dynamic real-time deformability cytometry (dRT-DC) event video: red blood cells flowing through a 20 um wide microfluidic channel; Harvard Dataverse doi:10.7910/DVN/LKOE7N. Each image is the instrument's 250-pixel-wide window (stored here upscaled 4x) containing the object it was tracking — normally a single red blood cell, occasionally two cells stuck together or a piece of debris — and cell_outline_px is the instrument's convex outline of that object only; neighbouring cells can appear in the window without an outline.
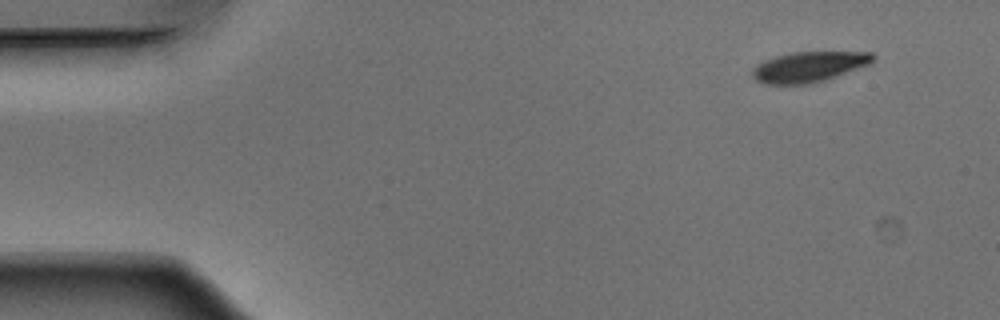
{"species": "Egyptian fruit bat (a non-hibernating species)", "species_latin": "Rousettus aegyptiacus", "temperature_condition": "warm", "stored_images_in_passage": 49, "camera_frame_rate_fps": 3000, "um_per_image_px": 0.085, "animal": {"sex": "male"}, "frame": {"image": 1, "passage_image": 1, "time_ms": 0.0, "image_size_px": [1000, 320], "cell_outline_px": [[876, 56], [868, 64], [836, 76], [812, 84], [764, 84], [756, 80], [752, 76], [752, 72], [764, 60], [776, 56], [792, 52], [872, 52]], "centroid_in_image_um": [68.75, 5.68], "position_along_channel_um": 16.2, "area_um2": 21.04}}
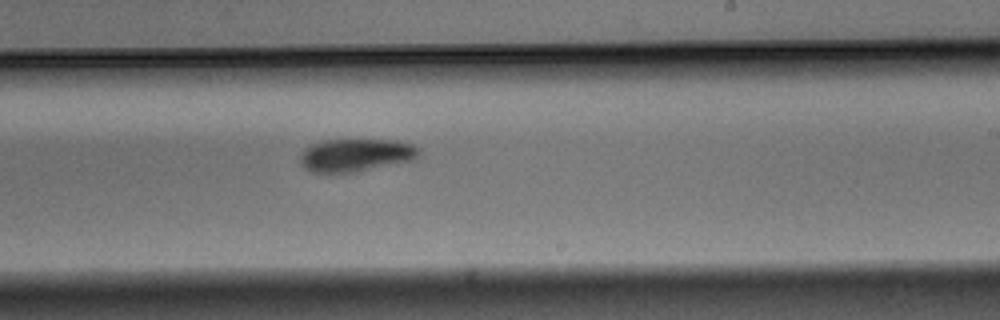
{"frame": {"image": 2, "passage_image": 28, "time_ms": 9.0, "image_size_px": [1000, 320], "cell_outline_px": [[420, 152], [412, 160], [356, 172], [312, 172], [304, 168], [300, 164], [300, 156], [312, 144], [324, 140], [396, 140], [412, 144], [420, 148]], "centroid_in_image_um": [30.25, 13.18], "position_along_channel_um": 258.7, "area_um2": 22.48}}
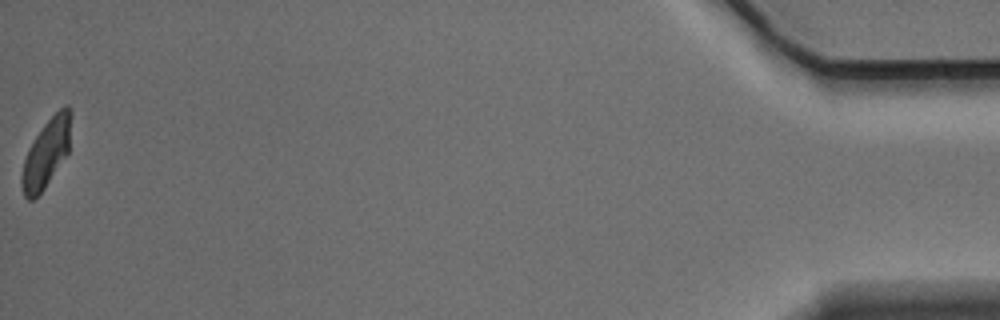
{"frame": {"image": 3, "passage_image": 49, "time_ms": 16.0, "image_size_px": [1000, 320], "cell_outline_px": [[72, 116], [68, 152], [44, 188], [32, 200], [28, 200], [24, 196], [20, 184], [20, 176], [24, 160], [28, 148], [44, 124], [64, 104], [68, 104], [72, 112]], "centroid_in_image_um": [3.93, 12.99], "position_along_channel_um": 431.3, "area_um2": 19.54}, "authors_computed_cell_mechanics": {"area_um2": 22.1374, "velocity_mm_per_s": 3.8562, "shape_relaxation_time_tau1_ms": 2.2985, "shape_relaxation_time_tau2_ms": 7.383, "deformation_change_tau1": 0.1249, "deformation_change_tau2": 0.106}}